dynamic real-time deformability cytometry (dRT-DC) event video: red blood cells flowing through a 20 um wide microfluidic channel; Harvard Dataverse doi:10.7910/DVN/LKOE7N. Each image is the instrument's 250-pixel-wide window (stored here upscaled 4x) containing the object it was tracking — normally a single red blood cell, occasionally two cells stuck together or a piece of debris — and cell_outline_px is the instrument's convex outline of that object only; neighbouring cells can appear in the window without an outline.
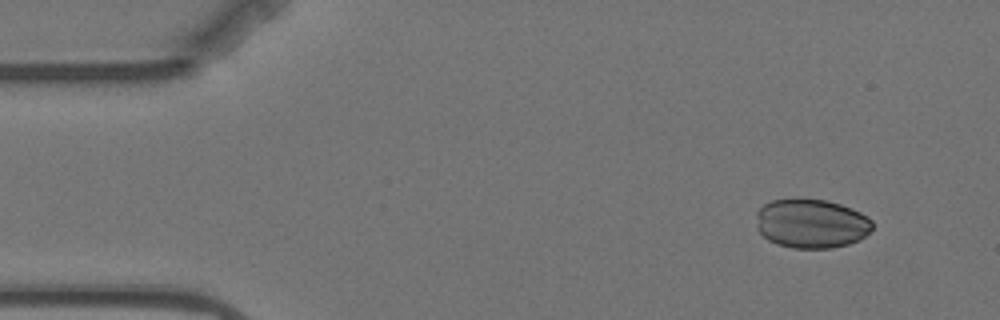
{"species": "Egyptian fruit bat (a non-hibernating species)", "species_latin": "Rousettus aegyptiacus", "temperature_condition": "warm", "stored_images_in_passage": 4, "camera_frame_rate_fps": 3000, "um_per_image_px": 0.085, "animal": {"sex": "female"}, "frame": {"image": 1, "passage_image": 1, "time_ms": 0.0, "image_size_px": [1000, 320], "cell_outline_px": [[872, 228], [860, 240], [848, 244], [832, 248], [792, 248], [776, 244], [768, 240], [756, 228], [756, 212], [764, 204], [772, 200], [828, 200], [852, 208], [868, 216], [872, 220]], "centroid_in_image_um": [68.96, 19.01], "position_along_channel_um": 16.0, "area_um2": 33.29}}